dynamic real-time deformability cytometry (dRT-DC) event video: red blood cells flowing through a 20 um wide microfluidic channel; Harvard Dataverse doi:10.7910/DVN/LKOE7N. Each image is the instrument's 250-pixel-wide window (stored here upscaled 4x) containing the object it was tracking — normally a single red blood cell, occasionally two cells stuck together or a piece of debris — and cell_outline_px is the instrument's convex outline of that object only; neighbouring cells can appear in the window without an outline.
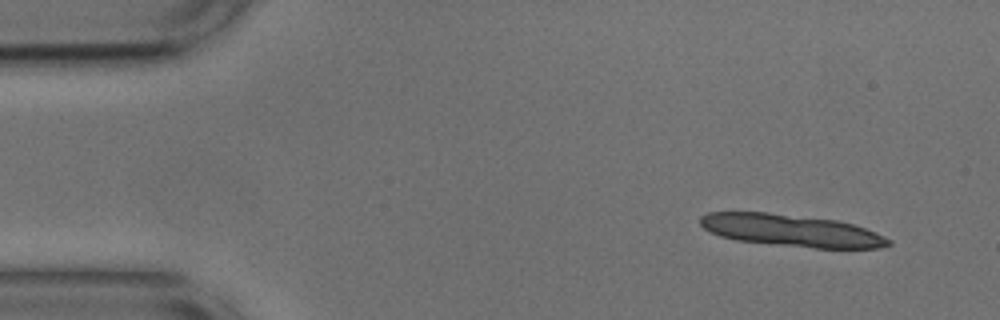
{"species": "common noctule bat (a hibernating species)", "species_latin": "Nyctalus noctula", "temperature_condition": "cold", "stored_images_in_passage": 12, "camera_frame_rate_fps": 3000, "um_per_image_px": 0.085, "animal": {"sex": "male", "body_mass_g": 17.9, "forearm_length_mm": 54.2}, "frame": {"image": 1, "passage_image": 4, "time_ms": 1.0, "image_size_px": [1000, 320], "cell_outline_px": [[892, 244], [880, 248], [816, 248], [736, 240], [720, 236], [704, 228], [700, 224], [700, 216], [708, 212], [768, 212], [836, 220], [852, 224], [876, 232], [892, 240]], "centroid_in_image_um": [67.27, 19.59], "position_along_channel_um": 17.7, "area_um2": 35.03}}